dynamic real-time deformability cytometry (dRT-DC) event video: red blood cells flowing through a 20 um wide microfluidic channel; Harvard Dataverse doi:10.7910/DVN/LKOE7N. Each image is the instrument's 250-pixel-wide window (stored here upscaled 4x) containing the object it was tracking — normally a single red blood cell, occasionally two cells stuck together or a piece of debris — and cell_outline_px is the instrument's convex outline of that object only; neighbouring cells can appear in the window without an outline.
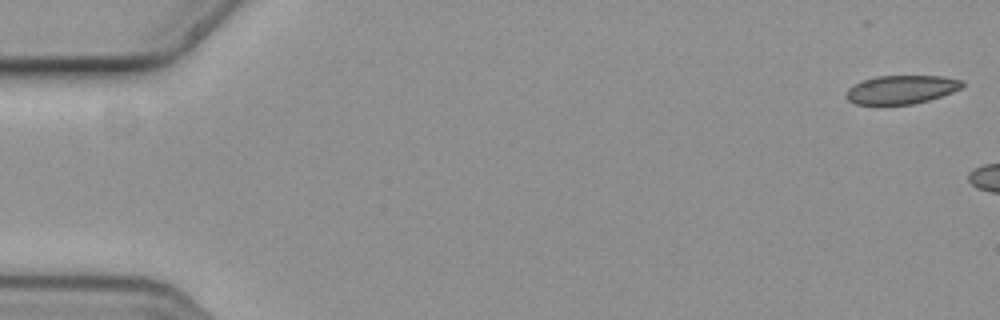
{"species": "common noctule bat (a hibernating species)", "species_latin": "Nyctalus noctula", "temperature_condition": "cold", "stored_images_in_passage": 3, "camera_frame_rate_fps": 3000, "um_per_image_px": 0.085, "animal": {"sex": "female", "body_mass_g": 19.3, "forearm_length_mm": 54.1}, "frame": {"image": 1, "passage_image": 1, "time_ms": 0.0, "image_size_px": [1000, 320], "cell_outline_px": [[964, 84], [960, 88], [952, 92], [928, 100], [912, 104], [856, 104], [848, 100], [844, 96], [848, 88], [860, 80], [876, 76], [944, 76], [964, 80]], "centroid_in_image_um": [76.59, 7.6], "position_along_channel_um": 8.4, "area_um2": 19.36}}